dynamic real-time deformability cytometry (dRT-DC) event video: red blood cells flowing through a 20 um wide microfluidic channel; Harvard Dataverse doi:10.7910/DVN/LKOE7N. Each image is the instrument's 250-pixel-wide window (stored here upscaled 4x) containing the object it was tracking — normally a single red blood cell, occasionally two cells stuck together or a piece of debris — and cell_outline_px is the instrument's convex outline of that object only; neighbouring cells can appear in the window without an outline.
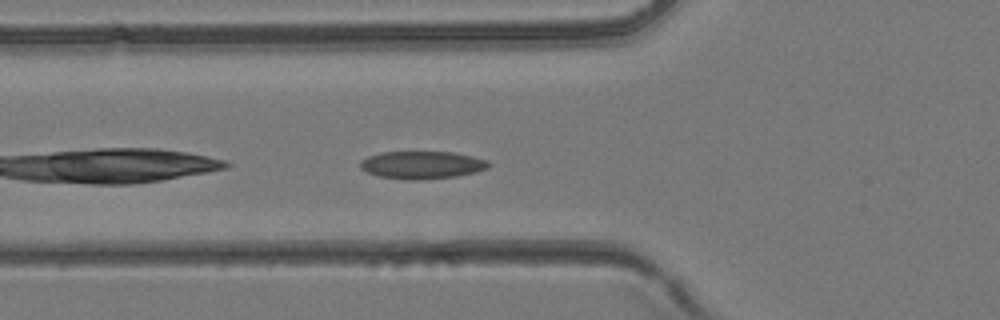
{"species": "common noctule bat (a hibernating species)", "species_latin": "Nyctalus noctula", "temperature_condition": "room temperature", "stored_images_in_passage": 25, "camera_frame_rate_fps": 3000, "um_per_image_px": 0.085, "animal": {"sex": "female", "body_mass_g": 24.6, "forearm_length_mm": 56.2}, "frame": {"image": 1, "passage_image": 3, "time_ms": 0.667, "image_size_px": [1000, 320], "cell_outline_px": [[492, 164], [488, 168], [476, 172], [456, 176], [420, 180], [408, 180], [376, 176], [360, 168], [360, 160], [368, 156], [384, 152], [452, 152], [472, 156], [488, 160]], "centroid_in_image_um": [35.88, 14.02], "position_along_channel_um": 89.9, "area_um2": 20.81}}
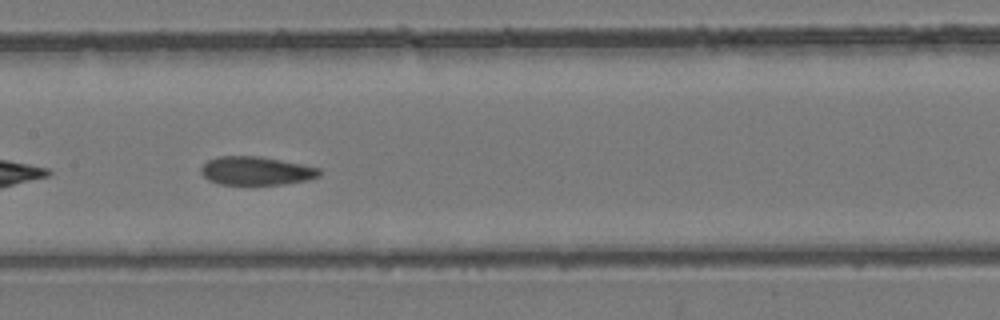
{"frame": {"image": 2, "passage_image": 9, "time_ms": 2.667, "image_size_px": [1000, 320], "cell_outline_px": [[320, 176], [308, 180], [284, 184], [220, 184], [208, 180], [200, 172], [200, 168], [208, 160], [220, 156], [260, 156], [320, 168]], "centroid_in_image_um": [21.76, 14.52], "position_along_channel_um": 185.6, "area_um2": 19.54}}
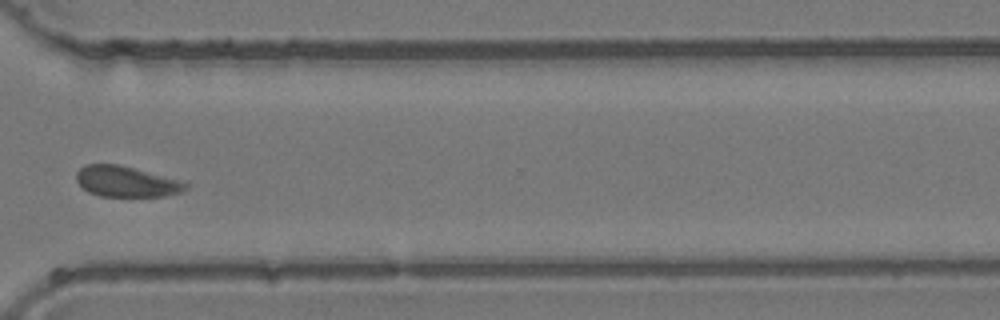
{"frame": {"image": 3, "passage_image": 20, "time_ms": 6.333, "image_size_px": [1000, 320], "cell_outline_px": [[188, 188], [184, 192], [164, 196], [100, 196], [88, 192], [76, 180], [76, 172], [84, 164], [120, 164], [176, 180], [188, 184]], "centroid_in_image_um": [10.7, 15.43], "position_along_channel_um": 359.9, "area_um2": 19.36}}